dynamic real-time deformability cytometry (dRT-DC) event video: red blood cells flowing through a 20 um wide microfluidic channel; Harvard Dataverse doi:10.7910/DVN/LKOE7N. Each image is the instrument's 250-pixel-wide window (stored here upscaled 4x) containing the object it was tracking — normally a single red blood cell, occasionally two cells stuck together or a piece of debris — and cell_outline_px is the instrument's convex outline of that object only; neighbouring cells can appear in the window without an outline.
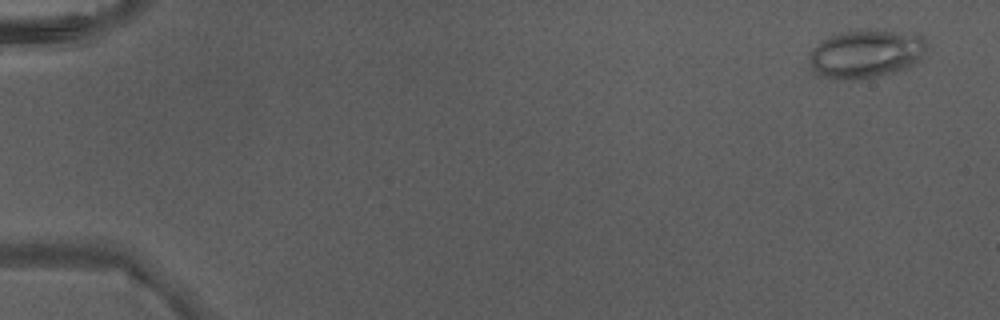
{"species": "Egyptian fruit bat (a non-hibernating species)", "species_latin": "Rousettus aegyptiacus", "temperature_condition": "warm", "stored_images_in_passage": 3, "camera_frame_rate_fps": 3000, "um_per_image_px": 0.085, "animal": {"sex": "male"}, "frame": {"image": 1, "passage_image": 1, "time_ms": 0.0, "image_size_px": [1000, 320], "cell_outline_px": [[928, 44], [920, 60], [916, 64], [880, 76], [860, 80], [832, 80], [816, 72], [808, 56], [812, 48], [836, 32], [892, 32], [924, 36]], "centroid_in_image_um": [73.61, 4.62], "position_along_channel_um": 11.4, "area_um2": 32.54}}